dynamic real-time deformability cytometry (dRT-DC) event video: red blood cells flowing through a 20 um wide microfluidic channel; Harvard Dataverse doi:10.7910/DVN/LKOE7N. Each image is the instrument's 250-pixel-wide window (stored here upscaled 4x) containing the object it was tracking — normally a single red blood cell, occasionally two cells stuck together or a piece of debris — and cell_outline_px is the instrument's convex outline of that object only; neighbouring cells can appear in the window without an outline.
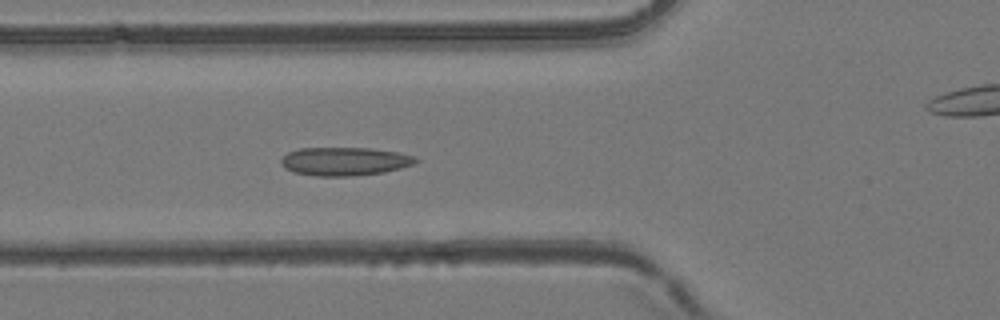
{"species": "common noctule bat (a hibernating species)", "species_latin": "Nyctalus noctula", "temperature_condition": "room temperature", "stored_images_in_passage": 41, "camera_frame_rate_fps": 3000, "um_per_image_px": 0.085, "animal": {"sex": "female", "body_mass_g": 24.6, "forearm_length_mm": 56.2}, "frame": {"image": 1, "passage_image": 6, "time_ms": 1.667, "image_size_px": [1000, 320], "cell_outline_px": [[420, 160], [412, 164], [400, 168], [384, 172], [352, 176], [316, 176], [296, 172], [284, 168], [280, 164], [280, 160], [288, 152], [300, 148], [368, 148], [400, 152], [416, 156]], "centroid_in_image_um": [29.31, 13.71], "position_along_channel_um": 96.5, "area_um2": 22.31}}
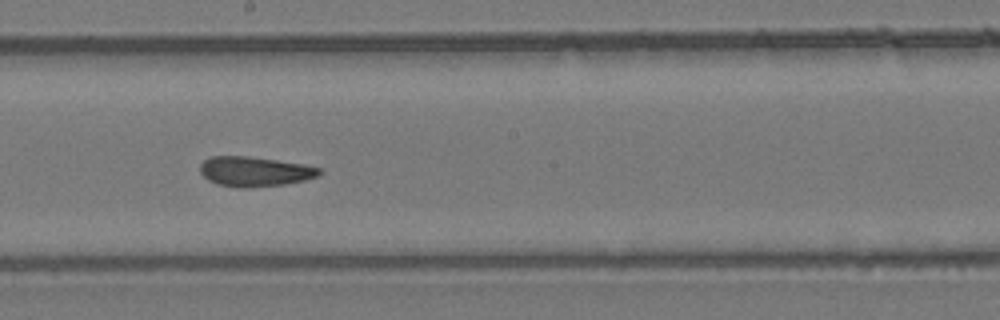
{"frame": {"image": 2, "passage_image": 16, "time_ms": 5.0, "image_size_px": [1000, 320], "cell_outline_px": [[320, 172], [316, 176], [304, 180], [284, 184], [252, 188], [240, 188], [216, 184], [208, 180], [200, 172], [200, 164], [204, 160], [212, 156], [248, 156], [304, 164], [320, 168]], "centroid_in_image_um": [21.6, 14.58], "position_along_channel_um": 226.6, "area_um2": 20.69}}
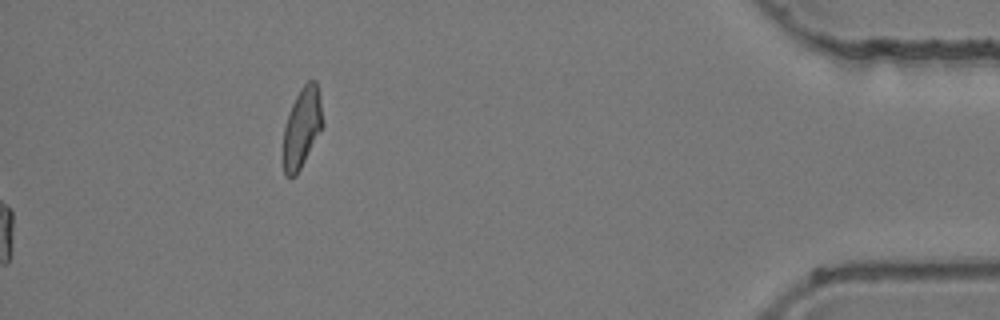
{"frame": {"image": 3, "passage_image": 41, "time_ms": 13.333, "image_size_px": [1000, 320], "cell_outline_px": [[324, 124], [296, 176], [284, 176], [284, 128], [292, 104], [300, 88], [308, 80], [316, 80], [320, 96]], "centroid_in_image_um": [25.69, 10.81], "position_along_channel_um": 409.5, "area_um2": 18.15}, "authors_computed_cell_mechanics": {"area_um2": 20.6346, "velocity_mm_per_s": 3.8819, "shape_relaxation_time_tau1_ms": 6.7874, "shape_relaxation_time_tau2_ms": 2.2625, "deformation_change_tau1": 0.1667, "deformation_change_tau2": 0.098}}